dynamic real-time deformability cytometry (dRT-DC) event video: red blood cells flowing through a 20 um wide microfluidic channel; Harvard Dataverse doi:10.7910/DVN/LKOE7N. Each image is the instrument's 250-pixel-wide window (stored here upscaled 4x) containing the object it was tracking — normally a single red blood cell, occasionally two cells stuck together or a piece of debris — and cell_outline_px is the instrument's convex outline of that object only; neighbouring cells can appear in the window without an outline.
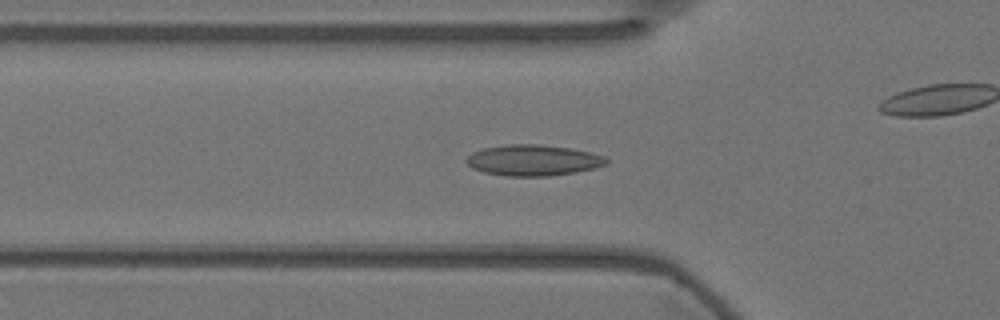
{"species": "Egyptian fruit bat (a non-hibernating species)", "species_latin": "Rousettus aegyptiacus", "temperature_condition": "warm", "stored_images_in_passage": 51, "camera_frame_rate_fps": 3000, "um_per_image_px": 0.085, "animal": {"sex": "female"}, "frame": {"image": 1, "passage_image": 12, "time_ms": 3.667, "image_size_px": [1000, 320], "cell_outline_px": [[608, 164], [596, 168], [576, 172], [548, 176], [508, 176], [484, 172], [472, 168], [464, 160], [472, 152], [484, 148], [508, 144], [536, 144], [568, 148], [592, 152], [604, 156], [608, 160]], "centroid_in_image_um": [45.33, 13.62], "position_along_channel_um": 80.5, "area_um2": 25.26}}
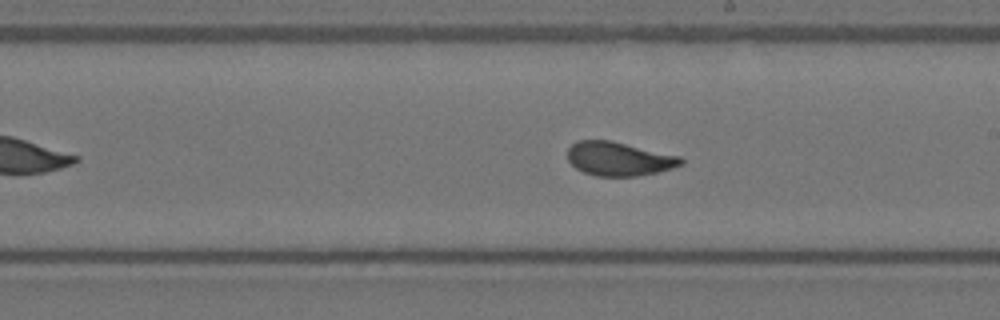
{"frame": {"image": 2, "passage_image": 25, "time_ms": 8.0, "image_size_px": [1000, 320], "cell_outline_px": [[684, 164], [672, 168], [656, 172], [636, 176], [596, 176], [584, 172], [576, 168], [568, 160], [568, 148], [576, 140], [612, 140], [680, 156], [684, 160]], "centroid_in_image_um": [52.61, 13.49], "position_along_channel_um": 236.4, "area_um2": 22.43}}
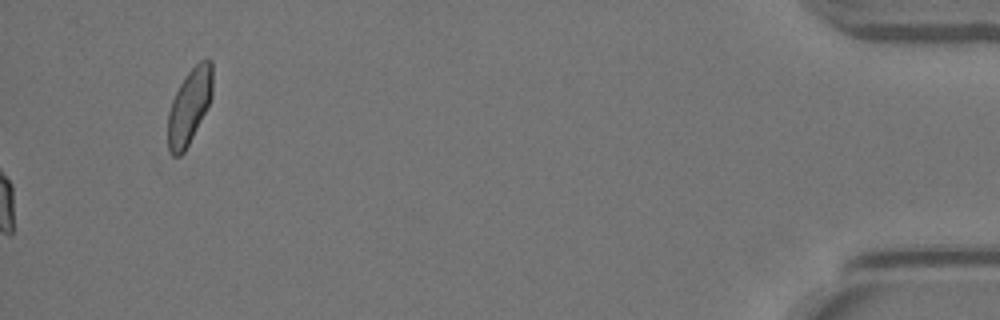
{"frame": {"image": 3, "passage_image": 51, "time_ms": 16.667, "image_size_px": [1000, 320], "cell_outline_px": [[212, 96], [184, 152], [180, 156], [172, 156], [168, 152], [168, 112], [172, 100], [180, 84], [188, 72], [200, 60], [208, 56], [212, 60]], "centroid_in_image_um": [16.08, 9.0], "position_along_channel_um": 419.1, "area_um2": 19.36}, "authors_computed_cell_mechanics": {"area_um2": 22.7154, "velocity_mm_per_s": 3.5894, "shape_relaxation_time_tau1_ms": 5.3899, "shape_relaxation_time_tau2_ms": 0.7816, "deformation_change_tau1": 0.1457, "deformation_change_tau2": 0.0602}}